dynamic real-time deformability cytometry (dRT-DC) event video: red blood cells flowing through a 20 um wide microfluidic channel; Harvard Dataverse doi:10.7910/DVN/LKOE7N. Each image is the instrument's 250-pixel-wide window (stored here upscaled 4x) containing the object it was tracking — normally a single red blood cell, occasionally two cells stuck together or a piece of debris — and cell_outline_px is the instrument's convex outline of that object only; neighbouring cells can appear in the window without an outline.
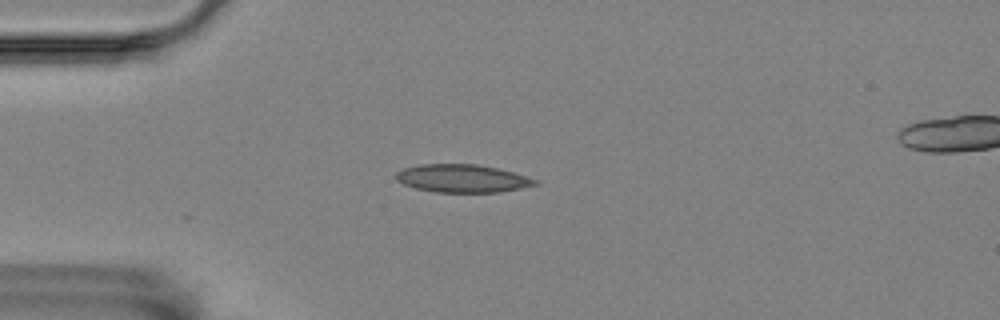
{"species": "Egyptian fruit bat (a non-hibernating species)", "species_latin": "Rousettus aegyptiacus", "temperature_condition": "room temperature", "stored_images_in_passage": 7, "camera_frame_rate_fps": 3000, "um_per_image_px": 0.085, "animal": {"sex": "female"}, "frame": {"image": 1, "passage_image": 1, "time_ms": 0.0, "image_size_px": [1000, 320], "cell_outline_px": [[540, 184], [500, 192], [436, 192], [416, 188], [404, 184], [396, 180], [392, 176], [396, 172], [404, 168], [420, 164], [476, 164], [496, 168], [512, 172], [540, 180]], "centroid_in_image_um": [39.29, 15.16], "position_along_channel_um": 45.7, "area_um2": 22.72}}
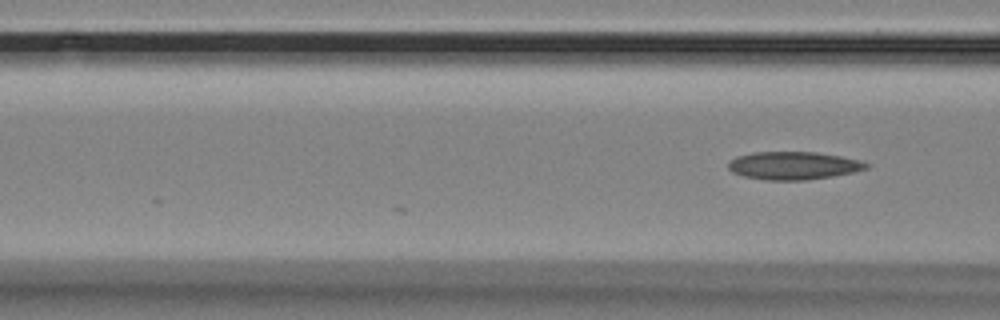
{"frame": {"image": 2, "passage_image": 7, "time_ms": 2.0, "image_size_px": [1000, 320], "cell_outline_px": [[872, 164], [868, 168], [852, 172], [832, 176], [804, 180], [768, 180], [744, 176], [732, 172], [728, 168], [728, 164], [736, 156], [752, 152], [816, 152], [840, 156], [860, 160]], "centroid_in_image_um": [67.46, 14.07], "position_along_channel_um": 99.1, "area_um2": 22.37}}